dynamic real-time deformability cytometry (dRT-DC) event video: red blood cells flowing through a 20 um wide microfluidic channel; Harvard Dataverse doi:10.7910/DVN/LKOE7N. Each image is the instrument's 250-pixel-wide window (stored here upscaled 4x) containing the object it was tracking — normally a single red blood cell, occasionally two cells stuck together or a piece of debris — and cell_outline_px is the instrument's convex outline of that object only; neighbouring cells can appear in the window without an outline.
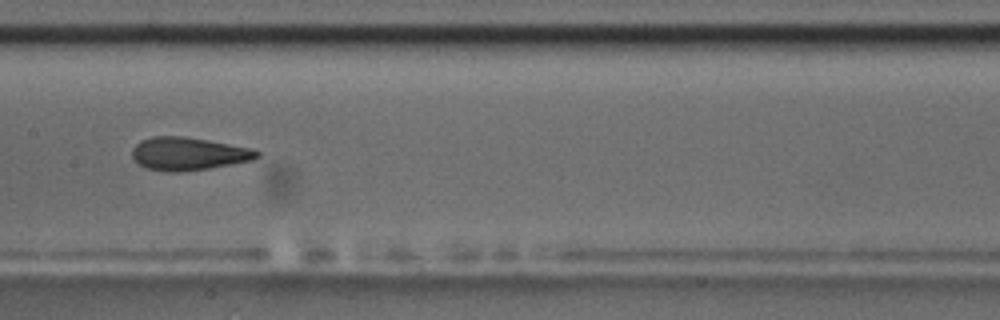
{"species": "common noctule bat (a hibernating species)", "species_latin": "Nyctalus noctula", "temperature_condition": "room temperature", "stored_images_in_passage": 9, "camera_frame_rate_fps": 3000, "um_per_image_px": 0.085, "animal": {"sex": "male", "body_mass_g": 17.5, "forearm_length_mm": 52.3}, "frame": {"image": 1, "passage_image": 9, "time_ms": 9.0, "image_size_px": [1000, 320], "cell_outline_px": [[260, 156], [252, 160], [232, 164], [208, 168], [180, 172], [168, 172], [148, 168], [140, 164], [132, 156], [132, 148], [140, 140], [152, 136], [184, 136], [252, 148], [260, 152]], "centroid_in_image_um": [16.01, 13.06], "position_along_channel_um": 191.4, "area_um2": 23.87}}